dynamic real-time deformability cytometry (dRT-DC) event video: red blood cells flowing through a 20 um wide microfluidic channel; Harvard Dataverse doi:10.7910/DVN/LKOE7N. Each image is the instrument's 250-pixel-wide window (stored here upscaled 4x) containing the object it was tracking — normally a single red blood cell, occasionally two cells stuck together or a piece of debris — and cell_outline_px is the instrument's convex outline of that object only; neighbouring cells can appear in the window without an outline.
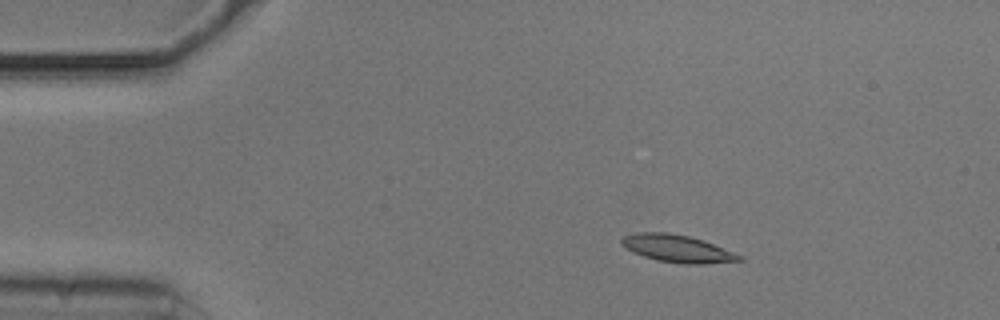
{"species": "common noctule bat (a hibernating species)", "species_latin": "Nyctalus noctula", "temperature_condition": "cold", "stored_images_in_passage": 28, "camera_frame_rate_fps": 3000, "um_per_image_px": 0.085, "animal": {"sex": "male", "body_mass_g": 20.5, "forearm_length_mm": 52.5}, "frame": {"image": 1, "passage_image": 2, "time_ms": 0.333, "image_size_px": [1000, 320], "cell_outline_px": [[744, 260], [700, 264], [684, 264], [656, 260], [644, 256], [620, 244], [620, 240], [624, 236], [636, 232], [668, 232], [688, 236], [712, 244], [744, 256]], "centroid_in_image_um": [57.57, 21.13], "position_along_channel_um": 27.4, "area_um2": 18.5}}
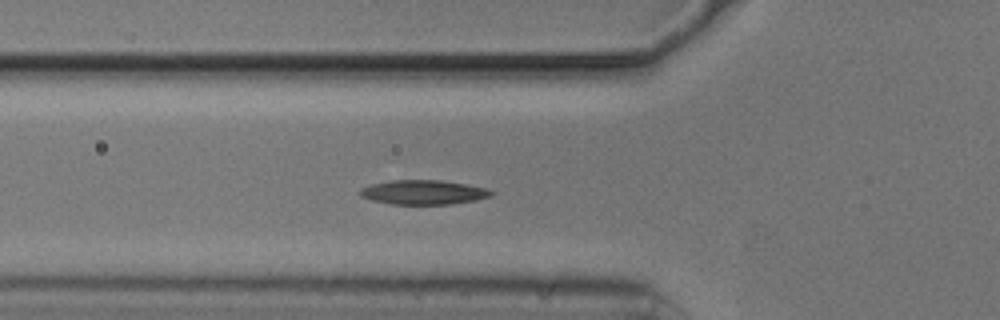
{"frame": {"image": 2, "passage_image": 12, "time_ms": 3.667, "image_size_px": [1000, 320], "cell_outline_px": [[496, 192], [492, 196], [476, 200], [452, 204], [392, 204], [372, 200], [360, 196], [360, 188], [372, 184], [392, 180], [440, 180], [464, 184], [484, 188]], "centroid_in_image_um": [36.0, 16.35], "position_along_channel_um": 89.8, "area_um2": 18.55}}
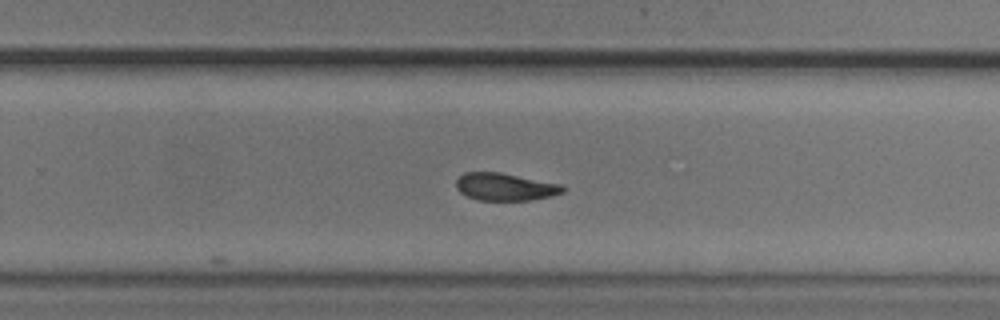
{"frame": {"image": 3, "passage_image": 28, "time_ms": 9.0, "image_size_px": [1000, 320], "cell_outline_px": [[564, 192], [552, 196], [532, 200], [480, 200], [468, 196], [460, 192], [456, 188], [456, 180], [464, 172], [500, 172], [560, 184], [564, 188]], "centroid_in_image_um": [42.92, 15.88], "position_along_channel_um": 286.9, "area_um2": 16.99}}